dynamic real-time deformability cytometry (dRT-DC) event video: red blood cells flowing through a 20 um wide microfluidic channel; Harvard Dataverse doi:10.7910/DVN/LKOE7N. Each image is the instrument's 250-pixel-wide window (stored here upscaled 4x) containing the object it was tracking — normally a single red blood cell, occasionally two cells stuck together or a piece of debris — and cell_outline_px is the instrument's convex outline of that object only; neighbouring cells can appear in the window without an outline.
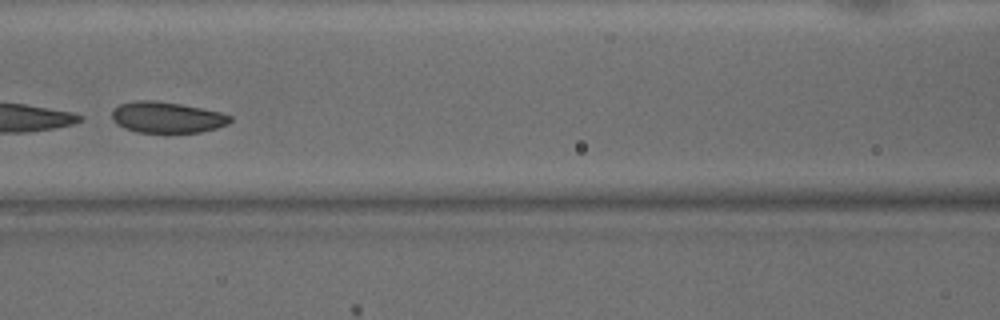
{"species": "common noctule bat (a hibernating species)", "species_latin": "Nyctalus noctula", "temperature_condition": "warm", "stored_images_in_passage": 37, "camera_frame_rate_fps": 3000, "um_per_image_px": 0.085, "animal": {"sex": "male", "body_mass_g": 15.6}, "frame": {"image": 1, "passage_image": 22, "time_ms": 7.0, "image_size_px": [1000, 320], "cell_outline_px": [[232, 120], [228, 124], [216, 128], [200, 132], [164, 136], [136, 132], [124, 128], [116, 124], [112, 120], [112, 108], [120, 104], [136, 100], [156, 100], [180, 104], [220, 112], [232, 116]], "centroid_in_image_um": [14.15, 10.02], "position_along_channel_um": 152.4, "area_um2": 22.37}}